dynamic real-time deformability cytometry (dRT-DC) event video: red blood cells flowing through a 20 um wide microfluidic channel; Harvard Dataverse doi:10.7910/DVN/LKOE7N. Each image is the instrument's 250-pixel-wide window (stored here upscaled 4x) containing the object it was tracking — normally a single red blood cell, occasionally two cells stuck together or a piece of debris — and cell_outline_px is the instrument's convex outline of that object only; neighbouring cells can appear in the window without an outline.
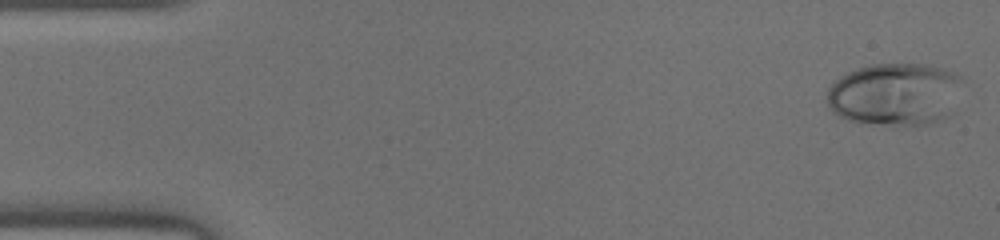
{"species": "human", "species_latin": "Homo sapiens", "temperature_condition": "warm", "stored_images_in_passage": 45, "camera_frame_rate_fps": 3000, "um_per_image_px": 0.085, "donor": {"sex": "male"}, "frame": {"image": 1, "passage_image": 1, "time_ms": 0.0, "image_size_px": [1000, 240], "cell_outline_px": [[964, 76], [944, 116], [928, 124], [904, 124], [848, 120], [836, 116], [828, 108], [828, 88], [832, 80], [856, 68], [872, 64], [924, 64], [940, 68]], "centroid_in_image_um": [75.96, 7.96], "position_along_channel_um": 9.0, "area_um2": 48.26}}
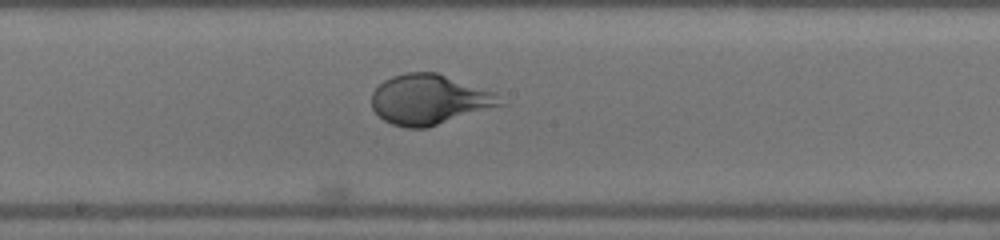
{"frame": {"image": 2, "passage_image": 24, "time_ms": 7.667, "image_size_px": [1000, 240], "cell_outline_px": [[508, 104], [428, 128], [404, 128], [392, 124], [384, 120], [372, 108], [372, 92], [384, 80], [392, 76], [404, 72], [436, 72], [496, 92]], "centroid_in_image_um": [36.55, 8.47], "position_along_channel_um": 211.6, "area_um2": 38.03}}
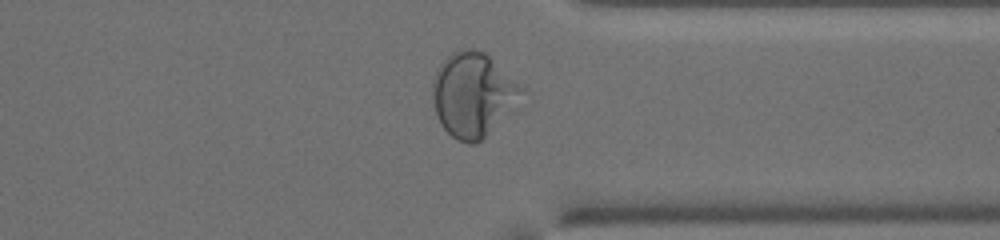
{"frame": {"image": 3, "passage_image": 35, "time_ms": 11.333, "image_size_px": [1000, 240], "cell_outline_px": [[528, 92], [476, 144], [468, 144], [456, 140], [444, 128], [436, 112], [432, 96], [432, 84], [436, 72], [440, 64], [452, 52], [464, 48], [472, 48], [484, 52], [524, 88]], "centroid_in_image_um": [40.2, 8.02], "position_along_channel_um": 371.2, "area_um2": 43.0}}